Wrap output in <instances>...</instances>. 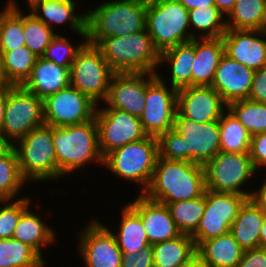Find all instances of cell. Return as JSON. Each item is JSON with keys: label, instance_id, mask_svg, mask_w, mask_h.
<instances>
[{"label": "cell", "instance_id": "cell-1", "mask_svg": "<svg viewBox=\"0 0 266 267\" xmlns=\"http://www.w3.org/2000/svg\"><path fill=\"white\" fill-rule=\"evenodd\" d=\"M157 141L159 157L203 166L220 152L219 120L196 123L177 110L172 129Z\"/></svg>", "mask_w": 266, "mask_h": 267}, {"label": "cell", "instance_id": "cell-2", "mask_svg": "<svg viewBox=\"0 0 266 267\" xmlns=\"http://www.w3.org/2000/svg\"><path fill=\"white\" fill-rule=\"evenodd\" d=\"M205 191L202 165L158 157L151 181L143 195L168 205L195 199Z\"/></svg>", "mask_w": 266, "mask_h": 267}, {"label": "cell", "instance_id": "cell-3", "mask_svg": "<svg viewBox=\"0 0 266 267\" xmlns=\"http://www.w3.org/2000/svg\"><path fill=\"white\" fill-rule=\"evenodd\" d=\"M148 0H106L87 9V42L144 31Z\"/></svg>", "mask_w": 266, "mask_h": 267}, {"label": "cell", "instance_id": "cell-4", "mask_svg": "<svg viewBox=\"0 0 266 267\" xmlns=\"http://www.w3.org/2000/svg\"><path fill=\"white\" fill-rule=\"evenodd\" d=\"M53 141L57 180L76 174L92 163L103 166L95 119L82 124L53 127Z\"/></svg>", "mask_w": 266, "mask_h": 267}, {"label": "cell", "instance_id": "cell-5", "mask_svg": "<svg viewBox=\"0 0 266 267\" xmlns=\"http://www.w3.org/2000/svg\"><path fill=\"white\" fill-rule=\"evenodd\" d=\"M114 73L161 72L160 53L146 31L101 39L95 45Z\"/></svg>", "mask_w": 266, "mask_h": 267}, {"label": "cell", "instance_id": "cell-6", "mask_svg": "<svg viewBox=\"0 0 266 267\" xmlns=\"http://www.w3.org/2000/svg\"><path fill=\"white\" fill-rule=\"evenodd\" d=\"M158 157L157 137L147 136L109 153L101 167L109 171L107 174H114L124 179L125 183L128 181L126 184L135 183L139 187L136 194L139 191V194H143L151 181Z\"/></svg>", "mask_w": 266, "mask_h": 267}, {"label": "cell", "instance_id": "cell-7", "mask_svg": "<svg viewBox=\"0 0 266 267\" xmlns=\"http://www.w3.org/2000/svg\"><path fill=\"white\" fill-rule=\"evenodd\" d=\"M13 148L18 157L21 175L29 184L46 180L57 182V156L52 126L44 124L32 129Z\"/></svg>", "mask_w": 266, "mask_h": 267}, {"label": "cell", "instance_id": "cell-8", "mask_svg": "<svg viewBox=\"0 0 266 267\" xmlns=\"http://www.w3.org/2000/svg\"><path fill=\"white\" fill-rule=\"evenodd\" d=\"M145 28L159 53L192 40L189 11L178 0H148Z\"/></svg>", "mask_w": 266, "mask_h": 267}, {"label": "cell", "instance_id": "cell-9", "mask_svg": "<svg viewBox=\"0 0 266 267\" xmlns=\"http://www.w3.org/2000/svg\"><path fill=\"white\" fill-rule=\"evenodd\" d=\"M202 167L206 189L240 194L247 199H250L253 191L252 188L247 190V184H251L254 177L261 176L257 174L249 153L220 151Z\"/></svg>", "mask_w": 266, "mask_h": 267}, {"label": "cell", "instance_id": "cell-10", "mask_svg": "<svg viewBox=\"0 0 266 267\" xmlns=\"http://www.w3.org/2000/svg\"><path fill=\"white\" fill-rule=\"evenodd\" d=\"M45 124L43 100L21 85L14 86L8 94L0 136L13 146L32 129Z\"/></svg>", "mask_w": 266, "mask_h": 267}, {"label": "cell", "instance_id": "cell-11", "mask_svg": "<svg viewBox=\"0 0 266 267\" xmlns=\"http://www.w3.org/2000/svg\"><path fill=\"white\" fill-rule=\"evenodd\" d=\"M113 74L101 51L86 42L71 64L70 85L100 105L107 97Z\"/></svg>", "mask_w": 266, "mask_h": 267}, {"label": "cell", "instance_id": "cell-12", "mask_svg": "<svg viewBox=\"0 0 266 267\" xmlns=\"http://www.w3.org/2000/svg\"><path fill=\"white\" fill-rule=\"evenodd\" d=\"M91 217L78 232L77 251L85 267H122L123 253L111 229Z\"/></svg>", "mask_w": 266, "mask_h": 267}, {"label": "cell", "instance_id": "cell-13", "mask_svg": "<svg viewBox=\"0 0 266 267\" xmlns=\"http://www.w3.org/2000/svg\"><path fill=\"white\" fill-rule=\"evenodd\" d=\"M95 121L99 151L103 159L116 149L148 136L138 117L116 108H97Z\"/></svg>", "mask_w": 266, "mask_h": 267}, {"label": "cell", "instance_id": "cell-14", "mask_svg": "<svg viewBox=\"0 0 266 267\" xmlns=\"http://www.w3.org/2000/svg\"><path fill=\"white\" fill-rule=\"evenodd\" d=\"M247 200L235 193L205 191V211L197 229L190 235L198 247L203 241L230 232L232 222Z\"/></svg>", "mask_w": 266, "mask_h": 267}, {"label": "cell", "instance_id": "cell-15", "mask_svg": "<svg viewBox=\"0 0 266 267\" xmlns=\"http://www.w3.org/2000/svg\"><path fill=\"white\" fill-rule=\"evenodd\" d=\"M98 104L69 85L43 100L45 125L64 127L95 119Z\"/></svg>", "mask_w": 266, "mask_h": 267}, {"label": "cell", "instance_id": "cell-16", "mask_svg": "<svg viewBox=\"0 0 266 267\" xmlns=\"http://www.w3.org/2000/svg\"><path fill=\"white\" fill-rule=\"evenodd\" d=\"M177 111V90L156 75L146 84L145 107L140 116L148 136L158 137L172 129Z\"/></svg>", "mask_w": 266, "mask_h": 267}, {"label": "cell", "instance_id": "cell-17", "mask_svg": "<svg viewBox=\"0 0 266 267\" xmlns=\"http://www.w3.org/2000/svg\"><path fill=\"white\" fill-rule=\"evenodd\" d=\"M152 73H114L105 103L97 108H116L140 118L146 97V84Z\"/></svg>", "mask_w": 266, "mask_h": 267}, {"label": "cell", "instance_id": "cell-18", "mask_svg": "<svg viewBox=\"0 0 266 267\" xmlns=\"http://www.w3.org/2000/svg\"><path fill=\"white\" fill-rule=\"evenodd\" d=\"M227 109L212 86H189L177 90V110L196 123L219 120Z\"/></svg>", "mask_w": 266, "mask_h": 267}, {"label": "cell", "instance_id": "cell-19", "mask_svg": "<svg viewBox=\"0 0 266 267\" xmlns=\"http://www.w3.org/2000/svg\"><path fill=\"white\" fill-rule=\"evenodd\" d=\"M224 54L256 71L266 66V33L261 30H226L221 37Z\"/></svg>", "mask_w": 266, "mask_h": 267}, {"label": "cell", "instance_id": "cell-20", "mask_svg": "<svg viewBox=\"0 0 266 267\" xmlns=\"http://www.w3.org/2000/svg\"><path fill=\"white\" fill-rule=\"evenodd\" d=\"M127 204L140 216L150 245L171 240L182 233L177 228L167 205L150 200L143 194Z\"/></svg>", "mask_w": 266, "mask_h": 267}, {"label": "cell", "instance_id": "cell-21", "mask_svg": "<svg viewBox=\"0 0 266 267\" xmlns=\"http://www.w3.org/2000/svg\"><path fill=\"white\" fill-rule=\"evenodd\" d=\"M78 0H41L36 2L27 11L55 31L53 27L69 28L75 35L87 41L85 9L81 13L77 10ZM78 12V13H77Z\"/></svg>", "mask_w": 266, "mask_h": 267}, {"label": "cell", "instance_id": "cell-22", "mask_svg": "<svg viewBox=\"0 0 266 267\" xmlns=\"http://www.w3.org/2000/svg\"><path fill=\"white\" fill-rule=\"evenodd\" d=\"M254 72L224 54L215 71L211 86L228 106L232 102L248 99Z\"/></svg>", "mask_w": 266, "mask_h": 267}, {"label": "cell", "instance_id": "cell-23", "mask_svg": "<svg viewBox=\"0 0 266 267\" xmlns=\"http://www.w3.org/2000/svg\"><path fill=\"white\" fill-rule=\"evenodd\" d=\"M69 85L70 67L60 66L53 61L38 57L30 76L21 86L44 100Z\"/></svg>", "mask_w": 266, "mask_h": 267}, {"label": "cell", "instance_id": "cell-24", "mask_svg": "<svg viewBox=\"0 0 266 267\" xmlns=\"http://www.w3.org/2000/svg\"><path fill=\"white\" fill-rule=\"evenodd\" d=\"M195 59V38L191 41L178 44L160 53L158 68L169 65V78L166 81L165 75L156 76L164 83L176 90L192 86V66ZM163 63V64H162ZM171 82V83H170Z\"/></svg>", "mask_w": 266, "mask_h": 267}, {"label": "cell", "instance_id": "cell-25", "mask_svg": "<svg viewBox=\"0 0 266 267\" xmlns=\"http://www.w3.org/2000/svg\"><path fill=\"white\" fill-rule=\"evenodd\" d=\"M30 207L21 214L12 238L30 246L45 261L43 249L58 242L57 233L53 226L45 223V217L44 220L41 218L42 214L34 212Z\"/></svg>", "mask_w": 266, "mask_h": 267}, {"label": "cell", "instance_id": "cell-26", "mask_svg": "<svg viewBox=\"0 0 266 267\" xmlns=\"http://www.w3.org/2000/svg\"><path fill=\"white\" fill-rule=\"evenodd\" d=\"M224 55L222 38H195L192 86H211L215 71Z\"/></svg>", "mask_w": 266, "mask_h": 267}, {"label": "cell", "instance_id": "cell-27", "mask_svg": "<svg viewBox=\"0 0 266 267\" xmlns=\"http://www.w3.org/2000/svg\"><path fill=\"white\" fill-rule=\"evenodd\" d=\"M264 218L265 214L250 199L240 207L230 233L244 251L260 247L259 235Z\"/></svg>", "mask_w": 266, "mask_h": 267}, {"label": "cell", "instance_id": "cell-28", "mask_svg": "<svg viewBox=\"0 0 266 267\" xmlns=\"http://www.w3.org/2000/svg\"><path fill=\"white\" fill-rule=\"evenodd\" d=\"M120 211L118 230L114 234L123 254H135L150 246L140 216L126 203Z\"/></svg>", "mask_w": 266, "mask_h": 267}, {"label": "cell", "instance_id": "cell-29", "mask_svg": "<svg viewBox=\"0 0 266 267\" xmlns=\"http://www.w3.org/2000/svg\"><path fill=\"white\" fill-rule=\"evenodd\" d=\"M243 252L230 232L203 241L197 247V253L212 267H236Z\"/></svg>", "mask_w": 266, "mask_h": 267}, {"label": "cell", "instance_id": "cell-30", "mask_svg": "<svg viewBox=\"0 0 266 267\" xmlns=\"http://www.w3.org/2000/svg\"><path fill=\"white\" fill-rule=\"evenodd\" d=\"M152 248L154 267H182L197 253L195 241L187 234L153 244Z\"/></svg>", "mask_w": 266, "mask_h": 267}, {"label": "cell", "instance_id": "cell-31", "mask_svg": "<svg viewBox=\"0 0 266 267\" xmlns=\"http://www.w3.org/2000/svg\"><path fill=\"white\" fill-rule=\"evenodd\" d=\"M4 3L5 6L0 9V49L11 51L25 46L24 11L17 0H7Z\"/></svg>", "mask_w": 266, "mask_h": 267}, {"label": "cell", "instance_id": "cell-32", "mask_svg": "<svg viewBox=\"0 0 266 267\" xmlns=\"http://www.w3.org/2000/svg\"><path fill=\"white\" fill-rule=\"evenodd\" d=\"M27 185L30 186L21 175L15 149L8 146L0 154V201L18 199Z\"/></svg>", "mask_w": 266, "mask_h": 267}, {"label": "cell", "instance_id": "cell-33", "mask_svg": "<svg viewBox=\"0 0 266 267\" xmlns=\"http://www.w3.org/2000/svg\"><path fill=\"white\" fill-rule=\"evenodd\" d=\"M191 38H219L226 32V18L216 6L189 10Z\"/></svg>", "mask_w": 266, "mask_h": 267}, {"label": "cell", "instance_id": "cell-34", "mask_svg": "<svg viewBox=\"0 0 266 267\" xmlns=\"http://www.w3.org/2000/svg\"><path fill=\"white\" fill-rule=\"evenodd\" d=\"M219 126L220 151L249 153L251 135L228 108L222 113Z\"/></svg>", "mask_w": 266, "mask_h": 267}, {"label": "cell", "instance_id": "cell-35", "mask_svg": "<svg viewBox=\"0 0 266 267\" xmlns=\"http://www.w3.org/2000/svg\"><path fill=\"white\" fill-rule=\"evenodd\" d=\"M265 0H236L226 18L227 30H261Z\"/></svg>", "mask_w": 266, "mask_h": 267}, {"label": "cell", "instance_id": "cell-36", "mask_svg": "<svg viewBox=\"0 0 266 267\" xmlns=\"http://www.w3.org/2000/svg\"><path fill=\"white\" fill-rule=\"evenodd\" d=\"M44 261L30 246L21 241L0 239V267H45Z\"/></svg>", "mask_w": 266, "mask_h": 267}, {"label": "cell", "instance_id": "cell-37", "mask_svg": "<svg viewBox=\"0 0 266 267\" xmlns=\"http://www.w3.org/2000/svg\"><path fill=\"white\" fill-rule=\"evenodd\" d=\"M168 208L182 234L191 235L205 211V193L192 200L169 203Z\"/></svg>", "mask_w": 266, "mask_h": 267}, {"label": "cell", "instance_id": "cell-38", "mask_svg": "<svg viewBox=\"0 0 266 267\" xmlns=\"http://www.w3.org/2000/svg\"><path fill=\"white\" fill-rule=\"evenodd\" d=\"M2 52L8 80L15 86L22 85L30 76L38 56L26 46Z\"/></svg>", "mask_w": 266, "mask_h": 267}, {"label": "cell", "instance_id": "cell-39", "mask_svg": "<svg viewBox=\"0 0 266 267\" xmlns=\"http://www.w3.org/2000/svg\"><path fill=\"white\" fill-rule=\"evenodd\" d=\"M227 108L251 136L266 132V103L244 99L230 103Z\"/></svg>", "mask_w": 266, "mask_h": 267}, {"label": "cell", "instance_id": "cell-40", "mask_svg": "<svg viewBox=\"0 0 266 267\" xmlns=\"http://www.w3.org/2000/svg\"><path fill=\"white\" fill-rule=\"evenodd\" d=\"M24 9V39L25 46L30 49L38 57H42L46 47L52 39L57 35V32L45 25L30 12L25 13Z\"/></svg>", "mask_w": 266, "mask_h": 267}, {"label": "cell", "instance_id": "cell-41", "mask_svg": "<svg viewBox=\"0 0 266 267\" xmlns=\"http://www.w3.org/2000/svg\"><path fill=\"white\" fill-rule=\"evenodd\" d=\"M28 196V197H27ZM21 196L15 200L0 201V239L13 237L15 228L21 214L32 204L29 195Z\"/></svg>", "mask_w": 266, "mask_h": 267}, {"label": "cell", "instance_id": "cell-42", "mask_svg": "<svg viewBox=\"0 0 266 267\" xmlns=\"http://www.w3.org/2000/svg\"><path fill=\"white\" fill-rule=\"evenodd\" d=\"M66 37L62 33H57V35L52 39L50 44L46 47L43 58L53 61L57 65L64 67H71L72 62L75 59L77 52L82 48V46L87 41L78 42L75 45L72 40Z\"/></svg>", "mask_w": 266, "mask_h": 267}, {"label": "cell", "instance_id": "cell-43", "mask_svg": "<svg viewBox=\"0 0 266 267\" xmlns=\"http://www.w3.org/2000/svg\"><path fill=\"white\" fill-rule=\"evenodd\" d=\"M249 155L257 173L266 170V132L251 136Z\"/></svg>", "mask_w": 266, "mask_h": 267}, {"label": "cell", "instance_id": "cell-44", "mask_svg": "<svg viewBox=\"0 0 266 267\" xmlns=\"http://www.w3.org/2000/svg\"><path fill=\"white\" fill-rule=\"evenodd\" d=\"M122 267H154L152 245L135 254H123Z\"/></svg>", "mask_w": 266, "mask_h": 267}, {"label": "cell", "instance_id": "cell-45", "mask_svg": "<svg viewBox=\"0 0 266 267\" xmlns=\"http://www.w3.org/2000/svg\"><path fill=\"white\" fill-rule=\"evenodd\" d=\"M249 100L266 103V66L254 72Z\"/></svg>", "mask_w": 266, "mask_h": 267}, {"label": "cell", "instance_id": "cell-46", "mask_svg": "<svg viewBox=\"0 0 266 267\" xmlns=\"http://www.w3.org/2000/svg\"><path fill=\"white\" fill-rule=\"evenodd\" d=\"M236 267H266V248L258 247L244 251Z\"/></svg>", "mask_w": 266, "mask_h": 267}, {"label": "cell", "instance_id": "cell-47", "mask_svg": "<svg viewBox=\"0 0 266 267\" xmlns=\"http://www.w3.org/2000/svg\"><path fill=\"white\" fill-rule=\"evenodd\" d=\"M266 174L264 176V181L262 182L261 185L256 189L253 188L250 200L255 203L261 211L266 215Z\"/></svg>", "mask_w": 266, "mask_h": 267}, {"label": "cell", "instance_id": "cell-48", "mask_svg": "<svg viewBox=\"0 0 266 267\" xmlns=\"http://www.w3.org/2000/svg\"><path fill=\"white\" fill-rule=\"evenodd\" d=\"M14 86L15 85H0V129L2 127V123H3V119L5 115L8 94L10 93V90Z\"/></svg>", "mask_w": 266, "mask_h": 267}, {"label": "cell", "instance_id": "cell-49", "mask_svg": "<svg viewBox=\"0 0 266 267\" xmlns=\"http://www.w3.org/2000/svg\"><path fill=\"white\" fill-rule=\"evenodd\" d=\"M188 11L191 9L215 6L214 0H178Z\"/></svg>", "mask_w": 266, "mask_h": 267}, {"label": "cell", "instance_id": "cell-50", "mask_svg": "<svg viewBox=\"0 0 266 267\" xmlns=\"http://www.w3.org/2000/svg\"><path fill=\"white\" fill-rule=\"evenodd\" d=\"M236 0H214L215 6L226 18L233 10Z\"/></svg>", "mask_w": 266, "mask_h": 267}, {"label": "cell", "instance_id": "cell-51", "mask_svg": "<svg viewBox=\"0 0 266 267\" xmlns=\"http://www.w3.org/2000/svg\"><path fill=\"white\" fill-rule=\"evenodd\" d=\"M182 267H212L208 264L198 253H196L185 265Z\"/></svg>", "mask_w": 266, "mask_h": 267}, {"label": "cell", "instance_id": "cell-52", "mask_svg": "<svg viewBox=\"0 0 266 267\" xmlns=\"http://www.w3.org/2000/svg\"><path fill=\"white\" fill-rule=\"evenodd\" d=\"M0 85H13L9 80L4 67L3 52L0 49Z\"/></svg>", "mask_w": 266, "mask_h": 267}, {"label": "cell", "instance_id": "cell-53", "mask_svg": "<svg viewBox=\"0 0 266 267\" xmlns=\"http://www.w3.org/2000/svg\"><path fill=\"white\" fill-rule=\"evenodd\" d=\"M260 247H265L266 248V215L262 224V228L260 230Z\"/></svg>", "mask_w": 266, "mask_h": 267}, {"label": "cell", "instance_id": "cell-54", "mask_svg": "<svg viewBox=\"0 0 266 267\" xmlns=\"http://www.w3.org/2000/svg\"><path fill=\"white\" fill-rule=\"evenodd\" d=\"M261 31L266 33V0L264 1V11L262 17Z\"/></svg>", "mask_w": 266, "mask_h": 267}, {"label": "cell", "instance_id": "cell-55", "mask_svg": "<svg viewBox=\"0 0 266 267\" xmlns=\"http://www.w3.org/2000/svg\"><path fill=\"white\" fill-rule=\"evenodd\" d=\"M9 145L2 139L0 136V154L8 147Z\"/></svg>", "mask_w": 266, "mask_h": 267}, {"label": "cell", "instance_id": "cell-56", "mask_svg": "<svg viewBox=\"0 0 266 267\" xmlns=\"http://www.w3.org/2000/svg\"><path fill=\"white\" fill-rule=\"evenodd\" d=\"M41 1V0H26L25 2L27 3L29 9L31 6H33L36 2Z\"/></svg>", "mask_w": 266, "mask_h": 267}]
</instances>
